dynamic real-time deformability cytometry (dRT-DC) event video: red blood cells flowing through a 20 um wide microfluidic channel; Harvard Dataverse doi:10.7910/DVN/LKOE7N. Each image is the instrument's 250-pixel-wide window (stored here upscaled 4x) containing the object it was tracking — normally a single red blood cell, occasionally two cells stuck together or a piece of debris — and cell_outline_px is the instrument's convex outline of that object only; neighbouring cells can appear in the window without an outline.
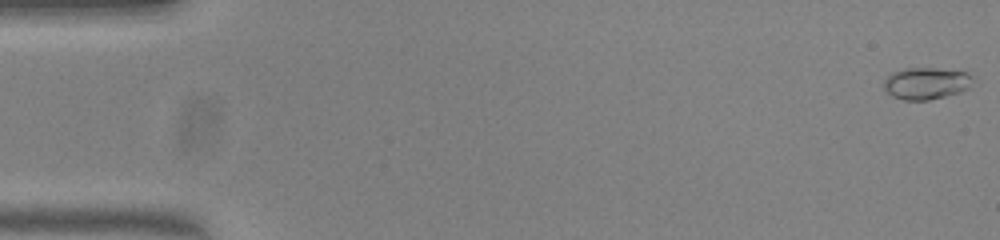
{"species": "common noctule bat (a hibernating species)", "species_latin": "Nyctalus noctula", "temperature_condition": "warm", "stored_images_in_passage": 54, "camera_frame_rate_fps": 3000, "um_per_image_px": 0.085, "animal": {"sex": "female", "body_mass_g": 23.0, "forearm_length_mm": 53.4}, "frame": {"image": 1, "passage_image": 1, "time_ms": 0.0, "image_size_px": [1000, 240], "cell_outline_px": [[972, 76], [968, 88], [960, 92], [928, 100], [904, 100], [892, 96], [884, 88], [884, 80], [892, 72], [904, 68], [932, 68], [968, 72]], "centroid_in_image_um": [78.69, 7.08], "position_along_channel_um": 6.3, "area_um2": 16.36}}
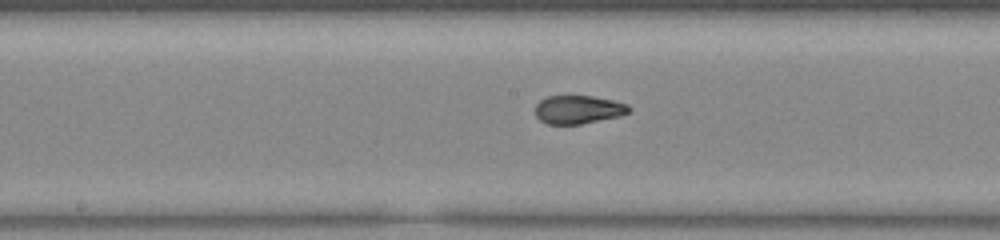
{"frame": {"image": 2, "passage_image": 28, "time_ms": 9.0, "image_size_px": [1000, 240], "cell_outline_px": [[632, 108], [628, 112], [620, 116], [580, 124], [548, 124], [540, 120], [536, 116], [536, 104], [540, 100], [548, 96], [592, 96], [612, 100], [628, 104]], "centroid_in_image_um": [49.16, 9.31], "position_along_channel_um": 199.0, "area_um2": 15.43}}
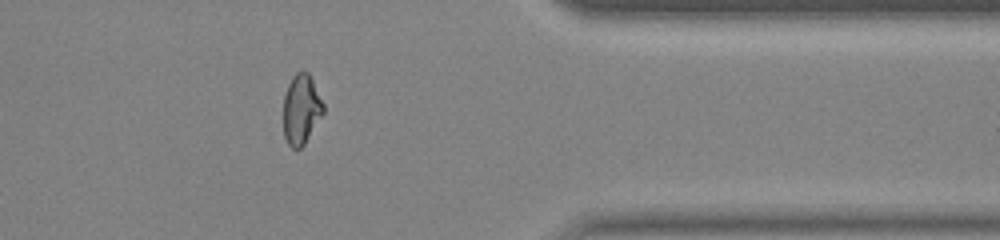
{"frame": {"image": 3, "passage_image": 44, "time_ms": 14.333, "image_size_px": [1000, 240], "cell_outline_px": [[324, 112], [304, 144], [300, 148], [292, 148], [288, 144], [284, 136], [284, 96], [288, 84], [292, 76], [296, 72], [308, 72], [324, 104]], "centroid_in_image_um": [25.6, 9.29], "position_along_channel_um": 385.8, "area_um2": 16.07}, "authors_computed_cell_mechanics": {"area_um2": 16.0973, "velocity_mm_per_s": 3.8308, "shape_relaxation_time_tau1_ms": 5.767, "shape_relaxation_time_tau2_ms": null, "deformation_change_tau1": 0.2127, "deformation_change_tau2": null}}